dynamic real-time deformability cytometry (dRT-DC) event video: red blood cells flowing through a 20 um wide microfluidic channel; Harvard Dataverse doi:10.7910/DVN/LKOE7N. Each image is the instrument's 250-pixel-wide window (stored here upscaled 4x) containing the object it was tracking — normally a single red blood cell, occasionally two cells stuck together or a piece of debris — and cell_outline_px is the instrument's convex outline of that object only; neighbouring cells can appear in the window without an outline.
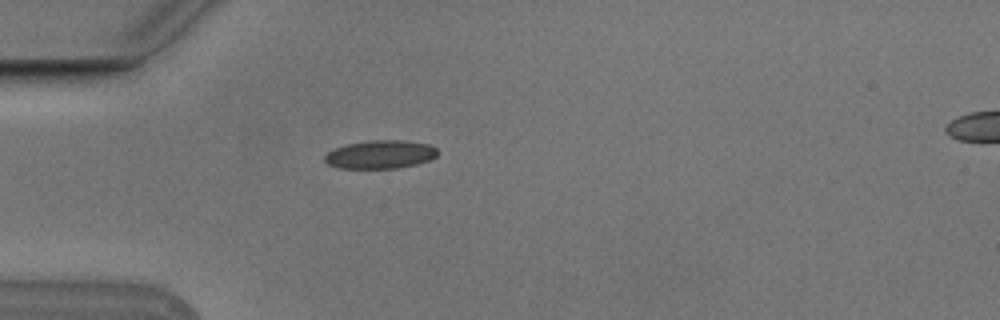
{"species": "Egyptian fruit bat (a non-hibernating species)", "species_latin": "Rousettus aegyptiacus", "temperature_condition": "cold", "stored_images_in_passage": 6, "camera_frame_rate_fps": 3000, "um_per_image_px": 0.085, "animal": {"sex": "male"}, "frame": {"image": 1, "passage_image": 6, "time_ms": 1.667, "image_size_px": [1000, 320], "cell_outline_px": [[436, 156], [432, 160], [416, 164], [396, 168], [340, 168], [328, 164], [324, 160], [324, 156], [328, 152], [336, 148], [348, 144], [372, 140], [400, 140], [428, 144], [436, 148]], "centroid_in_image_um": [32.33, 13.13], "position_along_channel_um": 52.7, "area_um2": 18.44}}